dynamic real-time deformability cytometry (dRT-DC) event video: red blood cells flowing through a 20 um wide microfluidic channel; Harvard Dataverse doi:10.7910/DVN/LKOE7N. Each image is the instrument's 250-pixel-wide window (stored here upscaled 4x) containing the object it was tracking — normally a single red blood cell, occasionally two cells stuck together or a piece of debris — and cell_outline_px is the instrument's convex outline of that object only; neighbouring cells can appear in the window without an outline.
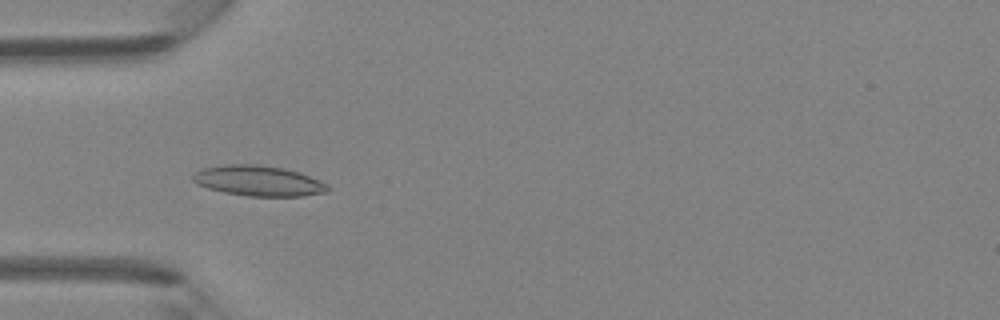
{"species": "Egyptian fruit bat (a non-hibernating species)", "species_latin": "Rousettus aegyptiacus", "temperature_condition": "room temperature", "stored_images_in_passage": 41, "camera_frame_rate_fps": 3000, "um_per_image_px": 0.085, "animal": {"sex": "female"}, "frame": {"image": 1, "passage_image": 10, "time_ms": 3.0, "image_size_px": [1000, 320], "cell_outline_px": [[328, 192], [300, 196], [248, 196], [224, 192], [208, 188], [196, 184], [192, 180], [192, 176], [200, 168], [228, 164], [256, 164], [284, 168], [300, 172], [320, 180], [328, 184]], "centroid_in_image_um": [21.96, 15.36], "position_along_channel_um": 63.0, "area_um2": 23.99}}
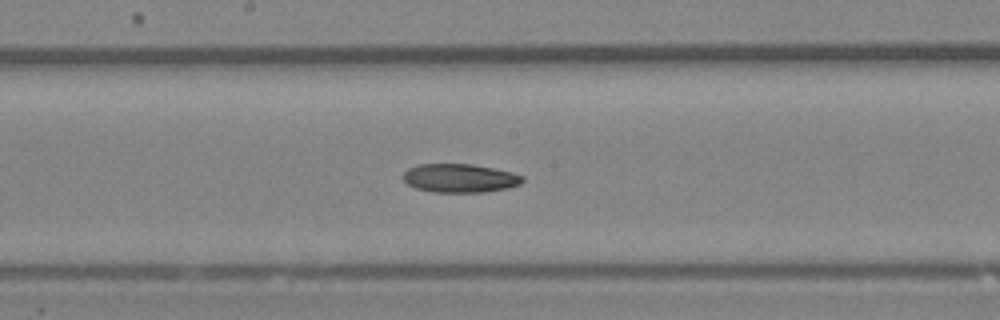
{"frame": {"image": 2, "passage_image": 20, "time_ms": 6.333, "image_size_px": [1000, 320], "cell_outline_px": [[524, 180], [520, 184], [508, 188], [484, 192], [432, 192], [416, 188], [408, 184], [404, 180], [404, 172], [408, 168], [420, 164], [472, 164], [512, 172], [524, 176]], "centroid_in_image_um": [39.1, 15.14], "position_along_channel_um": 209.1, "area_um2": 19.88}}
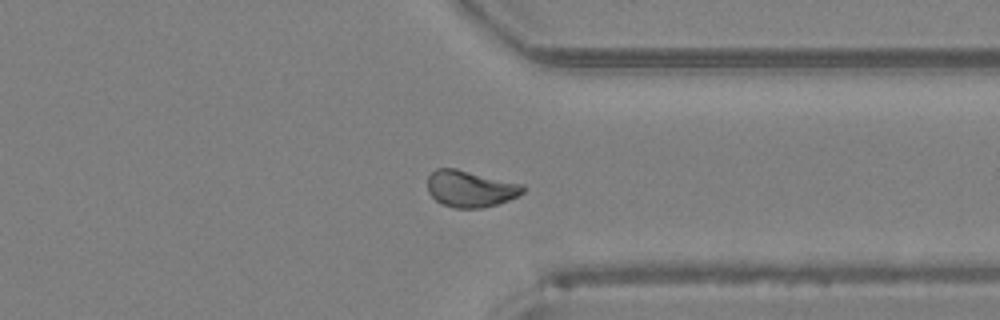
{"frame": {"image": 3, "passage_image": 31, "time_ms": 10.0, "image_size_px": [1000, 320], "cell_outline_px": [[524, 192], [520, 196], [496, 204], [480, 208], [452, 208], [440, 204], [428, 192], [428, 176], [436, 168], [456, 168], [524, 184]], "centroid_in_image_um": [39.98, 16.04], "position_along_channel_um": 371.4, "area_um2": 20.52}}